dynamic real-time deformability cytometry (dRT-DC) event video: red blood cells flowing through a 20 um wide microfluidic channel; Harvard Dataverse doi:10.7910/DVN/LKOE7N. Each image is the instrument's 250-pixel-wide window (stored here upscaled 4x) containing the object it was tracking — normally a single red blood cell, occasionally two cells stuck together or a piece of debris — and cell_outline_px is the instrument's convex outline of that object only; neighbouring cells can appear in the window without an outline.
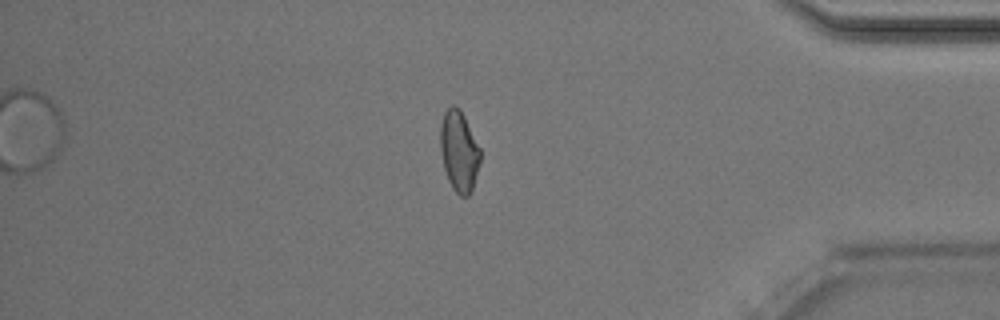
{"species": "Egyptian fruit bat (a non-hibernating species)", "species_latin": "Rousettus aegyptiacus", "temperature_condition": "room temperature", "stored_images_in_passage": 49, "camera_frame_rate_fps": 3000, "um_per_image_px": 0.085, "animal": {"sex": "male"}, "frame": {"image": 1, "passage_image": 42, "time_ms": 13.667, "image_size_px": [1000, 320], "cell_outline_px": [[480, 160], [472, 188], [468, 196], [460, 196], [452, 188], [448, 180], [444, 168], [440, 152], [440, 124], [444, 112], [452, 104], [460, 108], [480, 148]], "centroid_in_image_um": [38.99, 12.83], "position_along_channel_um": 396.2, "area_um2": 18.73}, "authors_computed_cell_mechanics": {"area_um2": 19.4208, "velocity_mm_per_s": 4.0267, "shape_relaxation_time_tau1_ms": 4.7582, "shape_relaxation_time_tau2_ms": 2.135, "deformation_change_tau1": 0.115, "deformation_change_tau2": 0.0774}}